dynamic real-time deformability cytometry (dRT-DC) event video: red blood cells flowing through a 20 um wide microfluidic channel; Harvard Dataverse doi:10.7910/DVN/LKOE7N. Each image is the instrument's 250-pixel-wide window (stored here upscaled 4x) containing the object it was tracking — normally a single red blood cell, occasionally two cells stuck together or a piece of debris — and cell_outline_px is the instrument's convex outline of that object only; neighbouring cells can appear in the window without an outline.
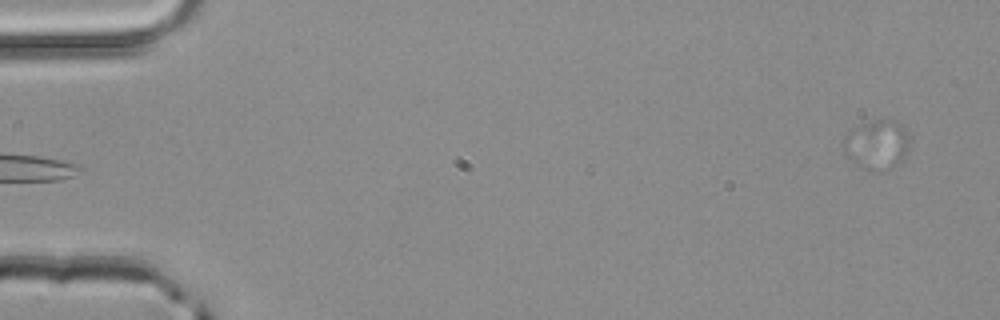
{"species": "common noctule bat (a hibernating species)", "species_latin": "Nyctalus noctula", "temperature_condition": "room temperature", "stored_images_in_passage": 3, "camera_frame_rate_fps": 3000, "um_per_image_px": 0.085, "animal": {"sex": "male", "body_mass_g": 20.4}, "frame": {"image": 1, "passage_image": 3, "time_ms": 0.667, "image_size_px": [1000, 320], "cell_outline_px": [[908, 148], [900, 160], [888, 168], [876, 172], [864, 168], [856, 164], [844, 152], [844, 140], [848, 132], [864, 124], [876, 120], [892, 120], [900, 124], [908, 132]], "centroid_in_image_um": [74.53, 12.29], "position_along_channel_um": 10.5, "area_um2": 18.26}}